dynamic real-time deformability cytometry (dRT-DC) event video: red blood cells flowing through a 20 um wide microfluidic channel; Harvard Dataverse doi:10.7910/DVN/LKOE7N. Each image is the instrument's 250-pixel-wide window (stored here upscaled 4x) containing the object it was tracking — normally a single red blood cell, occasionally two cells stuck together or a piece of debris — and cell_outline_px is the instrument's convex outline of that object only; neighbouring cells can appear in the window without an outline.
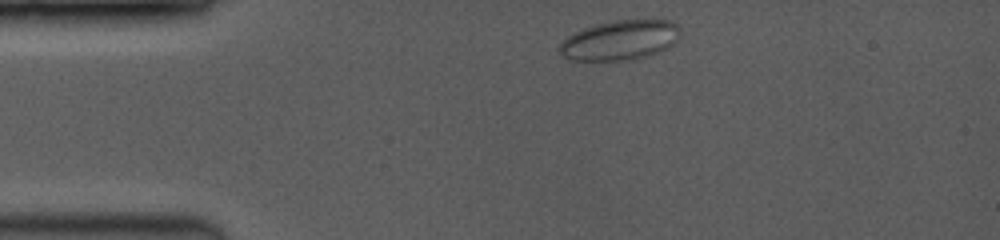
{"species": "common noctule bat (a hibernating species)", "species_latin": "Nyctalus noctula", "temperature_condition": "room temperature", "stored_images_in_passage": 6, "camera_frame_rate_fps": 3500, "um_per_image_px": 0.085, "animal": {"sex": "female", "body_mass_g": 19.0, "forearm_length_mm": 53.3}, "frame": {"image": 1, "passage_image": 1, "time_ms": 0.0, "image_size_px": [1000, 240], "cell_outline_px": [[680, 32], [676, 40], [668, 48], [652, 56], [632, 60], [568, 60], [560, 52], [560, 44], [568, 36], [576, 32], [600, 24], [616, 20], [664, 20], [676, 24]], "centroid_in_image_um": [52.73, 3.44], "position_along_channel_um": 32.3, "area_um2": 27.63}}
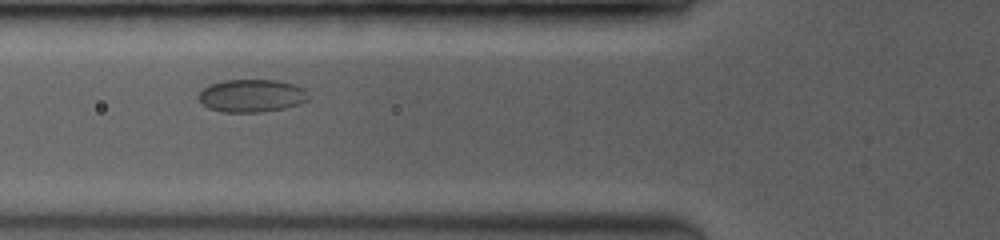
{"frame": {"image": 2, "passage_image": 5, "time_ms": 3.143, "image_size_px": [1000, 240], "cell_outline_px": [[308, 100], [300, 104], [284, 108], [264, 112], [220, 112], [208, 108], [200, 104], [196, 96], [208, 84], [224, 80], [276, 80], [292, 84], [304, 88], [308, 96]], "centroid_in_image_um": [21.34, 8.14], "position_along_channel_um": 104.5, "area_um2": 21.27}}
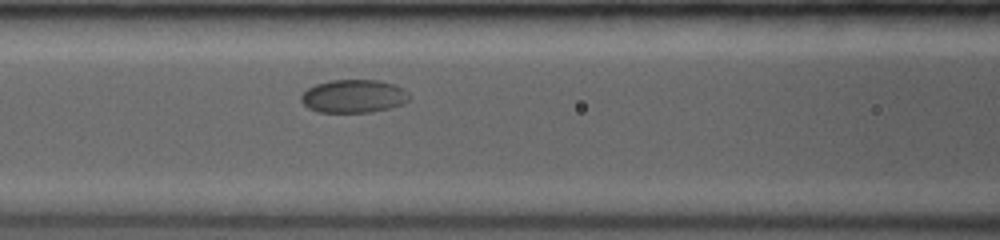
{"frame": {"image": 3, "passage_image": 6, "time_ms": 4.0, "image_size_px": [1000, 240], "cell_outline_px": [[408, 100], [400, 104], [388, 108], [372, 112], [316, 112], [308, 108], [300, 100], [300, 96], [308, 88], [316, 84], [328, 80], [380, 80], [396, 84], [404, 88], [408, 92]], "centroid_in_image_um": [30.04, 8.17], "position_along_channel_um": 136.6, "area_um2": 20.98}}